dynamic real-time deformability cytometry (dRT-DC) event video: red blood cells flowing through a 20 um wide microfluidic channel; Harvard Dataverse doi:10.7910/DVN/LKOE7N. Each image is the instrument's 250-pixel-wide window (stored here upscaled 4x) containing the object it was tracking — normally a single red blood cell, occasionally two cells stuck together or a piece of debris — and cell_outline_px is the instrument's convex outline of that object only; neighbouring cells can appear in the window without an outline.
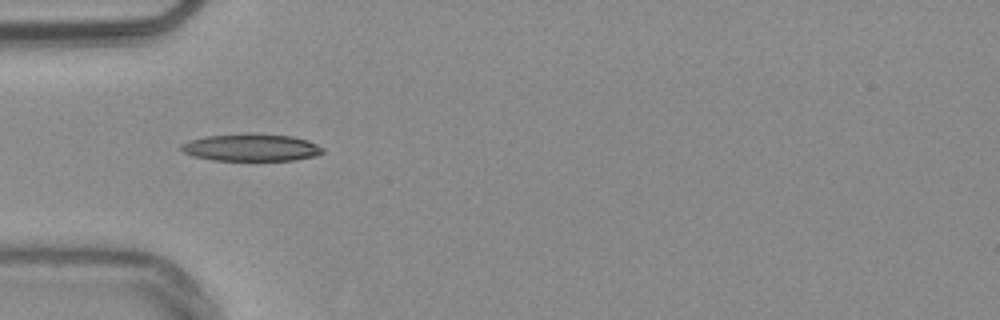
{"species": "common noctule bat (a hibernating species)", "species_latin": "Nyctalus noctula", "temperature_condition": "warm", "stored_images_in_passage": 37, "camera_frame_rate_fps": 3000, "um_per_image_px": 0.085, "animal": {"sex": "male", "body_mass_g": 20.4}, "frame": {"image": 1, "passage_image": 1, "time_ms": 0.0, "image_size_px": [1000, 320], "cell_outline_px": [[324, 152], [316, 156], [292, 160], [212, 160], [192, 156], [184, 152], [180, 148], [180, 144], [188, 140], [204, 136], [244, 132], [252, 132], [292, 136], [308, 140], [324, 148]], "centroid_in_image_um": [21.33, 12.51], "position_along_channel_um": 63.7, "area_um2": 23.0}}
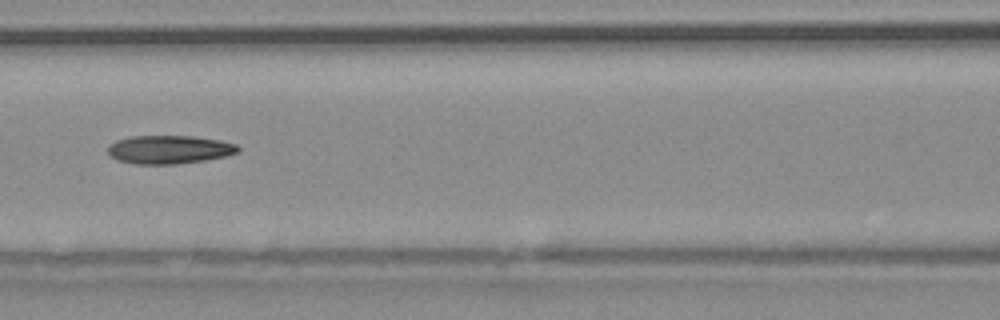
{"frame": {"image": 2, "passage_image": 8, "time_ms": 2.333, "image_size_px": [1000, 320], "cell_outline_px": [[240, 152], [224, 156], [204, 160], [176, 164], [136, 164], [120, 160], [112, 156], [108, 152], [108, 148], [116, 140], [132, 136], [196, 136], [220, 140], [236, 144], [240, 148]], "centroid_in_image_um": [14.43, 12.7], "position_along_channel_um": 152.2, "area_um2": 21.39}}
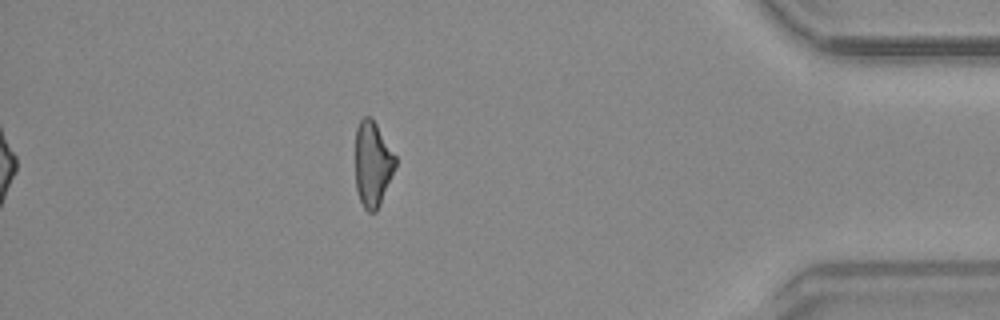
{"frame": {"image": 3, "passage_image": 31, "time_ms": 10.0, "image_size_px": [1000, 320], "cell_outline_px": [[396, 168], [380, 204], [376, 212], [368, 212], [364, 208], [360, 200], [356, 188], [356, 128], [360, 120], [364, 116], [372, 116], [396, 156]], "centroid_in_image_um": [31.68, 13.92], "position_along_channel_um": 403.5, "area_um2": 20.06}, "authors_computed_cell_mechanics": {"area_um2": 21.1548, "velocity_mm_per_s": 3.8319, "shape_relaxation_time_tau1_ms": null, "shape_relaxation_time_tau2_ms": 6.2552, "deformation_change_tau1": null, "deformation_change_tau2": 0.184}}